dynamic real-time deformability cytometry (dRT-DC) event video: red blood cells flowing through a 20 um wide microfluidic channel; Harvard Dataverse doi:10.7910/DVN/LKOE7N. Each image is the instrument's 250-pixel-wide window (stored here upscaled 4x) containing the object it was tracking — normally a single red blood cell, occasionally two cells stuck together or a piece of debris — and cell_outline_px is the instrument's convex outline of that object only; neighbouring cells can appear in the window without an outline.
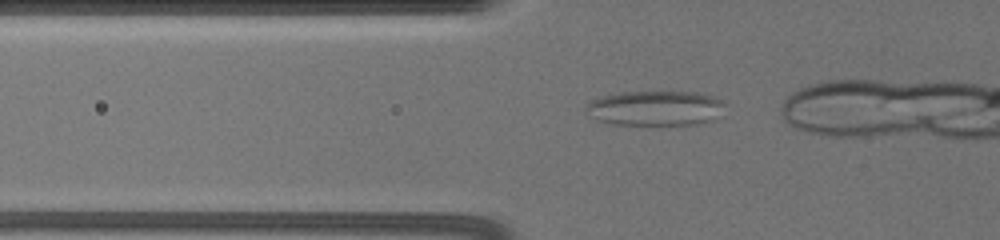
{"species": "common noctule bat (a hibernating species)", "species_latin": "Nyctalus noctula", "temperature_condition": "warm", "stored_images_in_passage": 43, "camera_frame_rate_fps": 3000, "um_per_image_px": 0.085, "animal": {"sex": "female", "body_mass_g": 19.5, "forearm_length_mm": 54.1}, "frame": {"image": 1, "passage_image": 15, "time_ms": 4.667, "image_size_px": [1000, 240], "cell_outline_px": [[716, 104], [708, 120], [696, 124], [616, 124], [600, 120], [584, 112], [584, 108], [592, 100], [624, 92], [696, 92], [708, 96], [716, 100]], "centroid_in_image_um": [55.47, 9.19], "position_along_channel_um": 70.3, "area_um2": 26.36}}
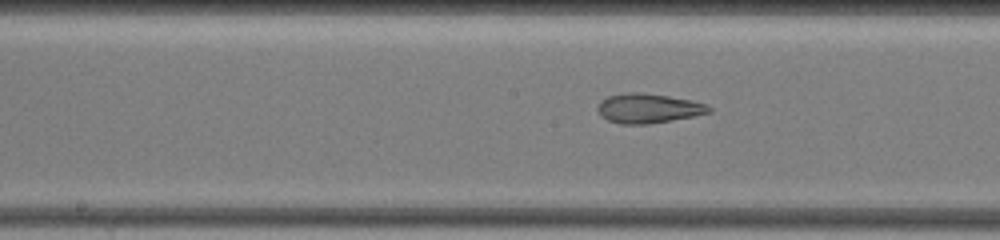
{"frame": {"image": 2, "passage_image": 26, "time_ms": 8.333, "image_size_px": [1000, 240], "cell_outline_px": [[712, 112], [692, 116], [648, 124], [620, 124], [608, 120], [600, 116], [596, 108], [600, 100], [608, 96], [628, 92], [640, 92], [668, 96], [708, 104], [712, 108]], "centroid_in_image_um": [55.06, 9.2], "position_along_channel_um": 193.1, "area_um2": 19.13}}
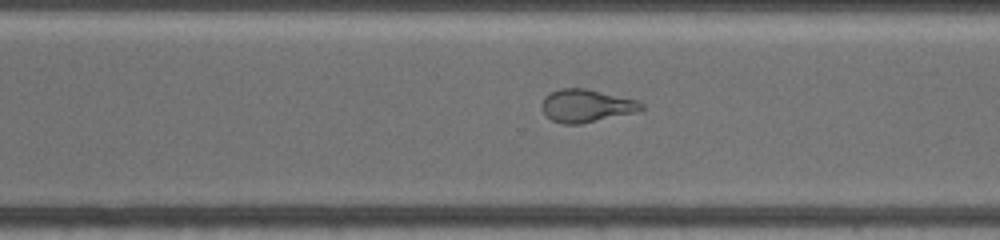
{"frame": {"image": 3, "passage_image": 37, "time_ms": 12.0, "image_size_px": [1000, 240], "cell_outline_px": [[644, 108], [632, 112], [580, 124], [564, 124], [552, 120], [544, 112], [540, 104], [544, 96], [560, 88], [584, 88], [636, 100], [644, 104]], "centroid_in_image_um": [49.78, 8.98], "position_along_channel_um": 320.8, "area_um2": 18.61}}